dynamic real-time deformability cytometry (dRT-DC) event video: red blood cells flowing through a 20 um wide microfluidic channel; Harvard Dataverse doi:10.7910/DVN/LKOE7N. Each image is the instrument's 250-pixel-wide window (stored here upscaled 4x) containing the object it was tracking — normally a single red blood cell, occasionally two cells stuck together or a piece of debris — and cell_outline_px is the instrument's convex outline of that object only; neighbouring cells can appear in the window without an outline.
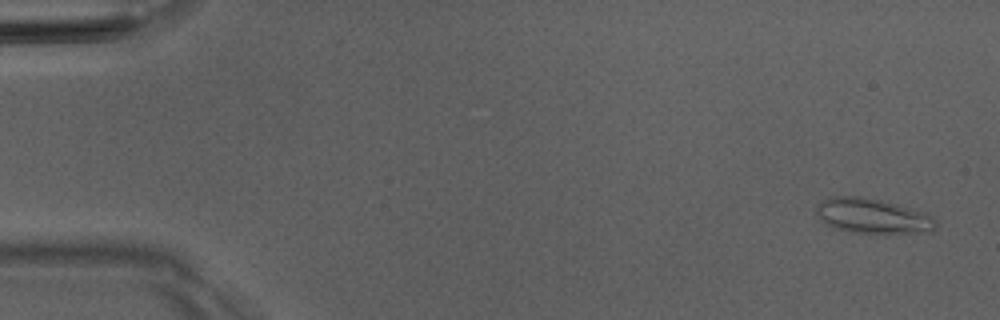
{"species": "Egyptian fruit bat (a non-hibernating species)", "species_latin": "Rousettus aegyptiacus", "temperature_condition": "room temperature", "stored_images_in_passage": 3, "camera_frame_rate_fps": 3000, "um_per_image_px": 0.085, "animal": {"sex": "male"}, "frame": {"image": 1, "passage_image": 1, "time_ms": 0.0, "image_size_px": [1000, 320], "cell_outline_px": [[936, 228], [932, 232], [852, 232], [836, 228], [828, 224], [816, 216], [816, 204], [832, 196], [860, 196], [880, 200], [928, 212], [932, 216], [936, 224]], "centroid_in_image_um": [74.18, 18.34], "position_along_channel_um": 10.8, "area_um2": 24.1}}